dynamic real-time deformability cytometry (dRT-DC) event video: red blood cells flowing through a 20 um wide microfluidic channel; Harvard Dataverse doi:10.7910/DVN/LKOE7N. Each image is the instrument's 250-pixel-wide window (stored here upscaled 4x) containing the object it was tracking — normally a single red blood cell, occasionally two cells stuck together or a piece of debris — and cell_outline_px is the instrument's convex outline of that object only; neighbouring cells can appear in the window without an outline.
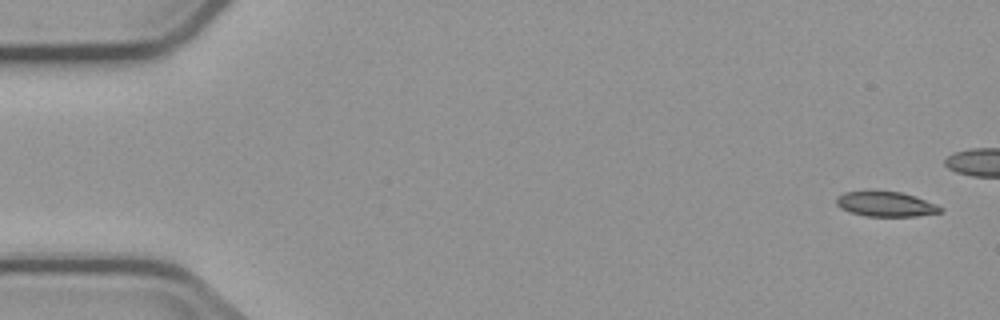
{"species": "common noctule bat (a hibernating species)", "species_latin": "Nyctalus noctula", "temperature_condition": "cold", "stored_images_in_passage": 5, "camera_frame_rate_fps": 3000, "um_per_image_px": 0.085, "animal": {"sex": "male", "body_mass_g": 23.1, "forearm_length_mm": 52.7}, "frame": {"image": 1, "passage_image": 1, "time_ms": 0.0, "image_size_px": [1000, 320], "cell_outline_px": [[944, 212], [916, 216], [868, 216], [852, 212], [840, 208], [836, 204], [836, 196], [844, 192], [900, 192], [916, 196], [936, 204], [944, 208]], "centroid_in_image_um": [75.34, 17.36], "position_along_channel_um": 9.7, "area_um2": 14.97}}